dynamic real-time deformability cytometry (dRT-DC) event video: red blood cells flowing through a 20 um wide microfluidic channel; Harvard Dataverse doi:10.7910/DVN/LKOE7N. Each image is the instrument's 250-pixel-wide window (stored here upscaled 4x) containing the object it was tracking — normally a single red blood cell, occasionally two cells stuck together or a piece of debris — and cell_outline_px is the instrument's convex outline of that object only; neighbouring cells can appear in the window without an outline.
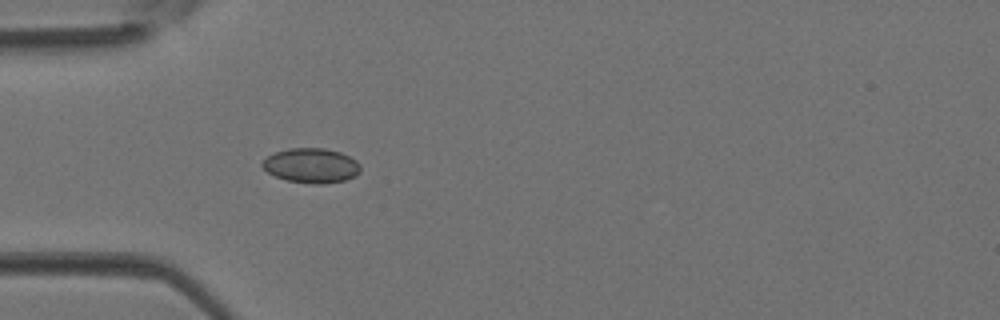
{"species": "Egyptian fruit bat (a non-hibernating species)", "species_latin": "Rousettus aegyptiacus", "temperature_condition": "room temperature", "stored_images_in_passage": 4, "camera_frame_rate_fps": 3000, "um_per_image_px": 0.085, "animal": {"sex": "female"}, "frame": {"image": 1, "passage_image": 4, "time_ms": 1.0, "image_size_px": [1000, 320], "cell_outline_px": [[360, 172], [344, 180], [324, 184], [312, 184], [288, 180], [276, 176], [268, 172], [260, 164], [268, 156], [276, 152], [288, 148], [324, 148], [340, 152], [356, 160], [360, 164]], "centroid_in_image_um": [26.46, 14.07], "position_along_channel_um": 58.5, "area_um2": 19.65}}